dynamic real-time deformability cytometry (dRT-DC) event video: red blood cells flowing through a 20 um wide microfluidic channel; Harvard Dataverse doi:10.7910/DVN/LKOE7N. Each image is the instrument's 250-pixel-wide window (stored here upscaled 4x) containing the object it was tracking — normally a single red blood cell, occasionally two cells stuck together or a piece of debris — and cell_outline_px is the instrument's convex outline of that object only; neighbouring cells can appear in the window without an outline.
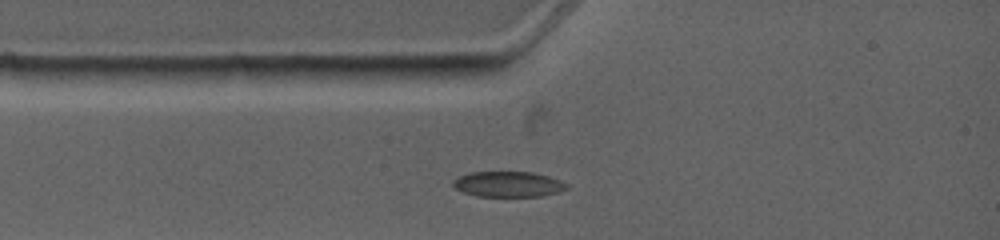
{"species": "common noctule bat (a hibernating species)", "species_latin": "Nyctalus noctula", "temperature_condition": "warm", "stored_images_in_passage": 2, "camera_frame_rate_fps": 4500, "um_per_image_px": 0.085, "animal": {"sex": "female", "body_mass_g": 19.0, "forearm_length_mm": 53.3}, "frame": {"image": 1, "passage_image": 2, "time_ms": 1.333, "image_size_px": [1000, 240], "cell_outline_px": [[568, 188], [556, 192], [540, 196], [476, 196], [464, 192], [456, 188], [452, 184], [452, 180], [460, 176], [472, 172], [532, 172], [548, 176], [560, 180], [568, 184]], "centroid_in_image_um": [43.19, 15.65], "position_along_channel_um": 41.8, "area_um2": 16.7}}